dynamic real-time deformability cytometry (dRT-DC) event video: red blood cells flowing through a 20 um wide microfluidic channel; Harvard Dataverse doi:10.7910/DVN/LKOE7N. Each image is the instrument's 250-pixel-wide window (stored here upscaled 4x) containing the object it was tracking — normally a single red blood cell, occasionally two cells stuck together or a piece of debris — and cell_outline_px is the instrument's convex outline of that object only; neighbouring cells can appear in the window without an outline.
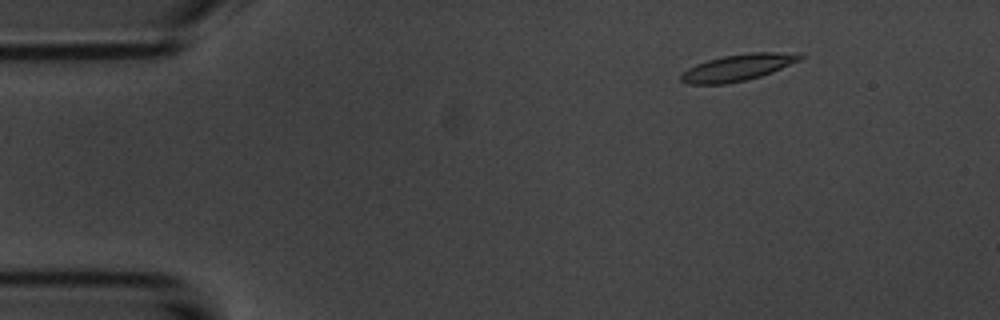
{"species": "common noctule bat (a hibernating species)", "species_latin": "Nyctalus noctula", "temperature_condition": "room temperature", "stored_images_in_passage": 5, "camera_frame_rate_fps": 3000, "um_per_image_px": 0.085, "animal": {"sex": "male", "body_mass_g": 20.1, "forearm_length_mm": 53.5}, "frame": {"image": 1, "passage_image": 3, "time_ms": 2.333, "image_size_px": [1000, 320], "cell_outline_px": [[804, 56], [800, 60], [772, 72], [760, 76], [744, 80], [724, 84], [692, 84], [680, 80], [680, 76], [688, 68], [696, 64], [708, 60], [724, 56], [748, 52], [800, 52]], "centroid_in_image_um": [62.76, 5.72], "position_along_channel_um": 22.2, "area_um2": 18.32}}